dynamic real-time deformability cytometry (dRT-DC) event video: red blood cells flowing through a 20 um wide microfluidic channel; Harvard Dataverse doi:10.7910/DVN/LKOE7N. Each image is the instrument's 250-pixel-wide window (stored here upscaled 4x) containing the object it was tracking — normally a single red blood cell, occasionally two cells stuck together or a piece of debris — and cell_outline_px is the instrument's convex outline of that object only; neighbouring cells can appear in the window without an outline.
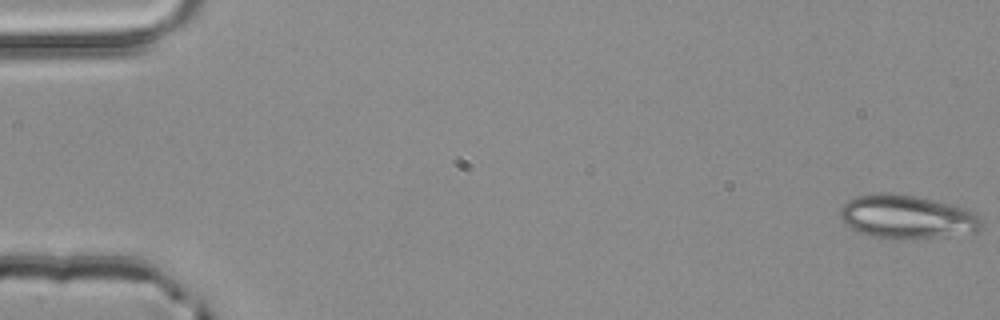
{"species": "common noctule bat (a hibernating species)", "species_latin": "Nyctalus noctula", "temperature_condition": "room temperature", "stored_images_in_passage": 4, "camera_frame_rate_fps": 3000, "um_per_image_px": 0.085, "animal": {"sex": "male", "body_mass_g": 20.4}, "frame": {"image": 1, "passage_image": 1, "time_ms": 0.0, "image_size_px": [1000, 320], "cell_outline_px": [[984, 228], [976, 232], [904, 240], [892, 240], [868, 236], [852, 228], [840, 220], [840, 208], [848, 200], [856, 196], [884, 192], [892, 192], [916, 196], [956, 204], [976, 212], [984, 224]], "centroid_in_image_um": [77.12, 18.43], "position_along_channel_um": 7.9, "area_um2": 36.7}}